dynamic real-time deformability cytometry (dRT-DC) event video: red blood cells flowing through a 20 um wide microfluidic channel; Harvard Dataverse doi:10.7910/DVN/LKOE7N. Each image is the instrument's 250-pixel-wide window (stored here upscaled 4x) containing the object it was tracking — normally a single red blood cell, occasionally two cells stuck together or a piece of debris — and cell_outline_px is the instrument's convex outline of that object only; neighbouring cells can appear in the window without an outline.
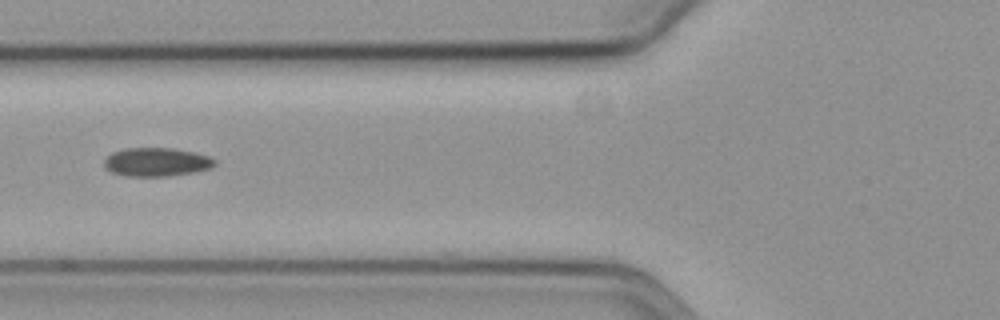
{"species": "common noctule bat (a hibernating species)", "species_latin": "Nyctalus noctula", "temperature_condition": "cold", "stored_images_in_passage": 36, "segment_of_instrument_passage": [2, 2], "camera_frame_rate_fps": 3000, "um_per_image_px": 0.085, "animal": {"sex": "female", "body_mass_g": 19.3, "forearm_length_mm": 54.1}, "frame": {"image": 1, "passage_image": 23, "time_ms": 7.333, "image_size_px": [1000, 320], "cell_outline_px": [[216, 164], [212, 168], [192, 172], [164, 176], [128, 176], [112, 172], [104, 168], [104, 160], [112, 152], [128, 148], [172, 148], [192, 152], [208, 156], [216, 160]], "centroid_in_image_um": [13.29, 13.77], "position_along_channel_um": 112.5, "area_um2": 18.26}}